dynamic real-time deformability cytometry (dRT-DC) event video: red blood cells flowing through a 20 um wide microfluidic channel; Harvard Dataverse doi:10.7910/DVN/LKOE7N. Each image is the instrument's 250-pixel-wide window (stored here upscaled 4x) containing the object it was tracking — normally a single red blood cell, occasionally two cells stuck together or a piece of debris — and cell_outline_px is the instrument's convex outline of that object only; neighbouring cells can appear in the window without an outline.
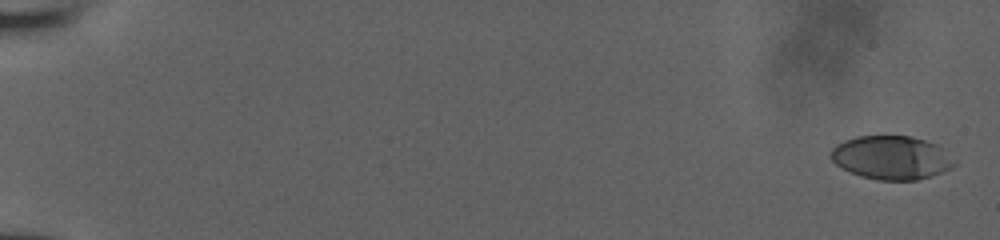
{"species": "human", "species_latin": "Homo sapiens", "temperature_condition": "room temperature", "stored_images_in_passage": 35, "camera_frame_rate_fps": 3000, "um_per_image_px": 0.085, "donor": {"sex": "male"}, "frame": {"image": 1, "passage_image": 1, "time_ms": 0.0, "image_size_px": [1000, 240], "cell_outline_px": [[956, 164], [940, 172], [916, 180], [876, 180], [860, 176], [836, 164], [832, 160], [832, 148], [836, 144], [844, 140], [856, 136], [912, 136], [936, 144]], "centroid_in_image_um": [75.71, 13.39], "position_along_channel_um": 9.3, "area_um2": 30.75}}
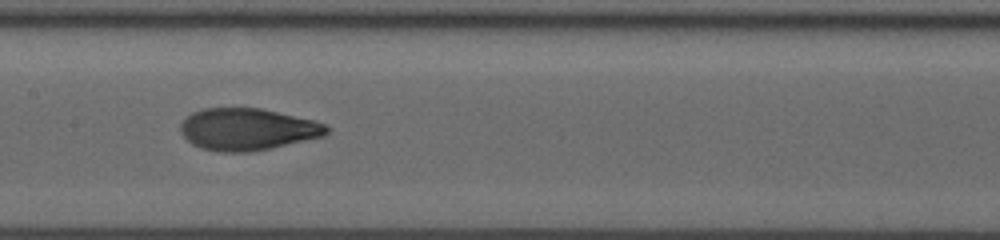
{"frame": {"image": 2, "passage_image": 19, "time_ms": 6.0, "image_size_px": [1000, 240], "cell_outline_px": [[328, 132], [324, 136], [268, 148], [248, 152], [220, 152], [200, 148], [192, 144], [180, 132], [180, 124], [192, 112], [204, 108], [260, 108], [312, 120], [324, 124], [328, 128]], "centroid_in_image_um": [20.98, 10.99], "position_along_channel_um": 186.4, "area_um2": 35.32}}
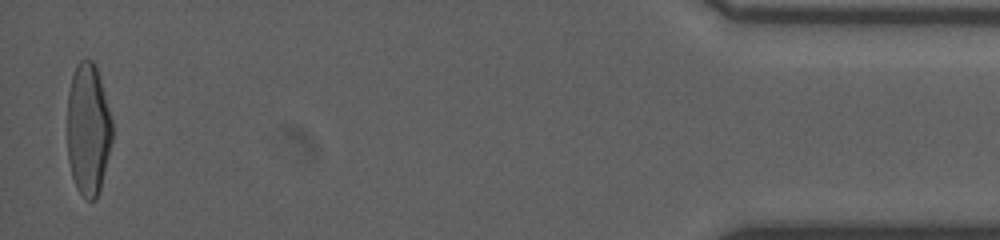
{"frame": {"image": 3, "passage_image": 35, "time_ms": 11.333, "image_size_px": [1000, 240], "cell_outline_px": [[112, 140], [100, 188], [96, 200], [88, 200], [76, 188], [72, 176], [68, 160], [68, 92], [72, 76], [76, 64], [80, 60], [92, 60], [96, 64], [112, 120]], "centroid_in_image_um": [7.49, 10.98], "position_along_channel_um": 427.7, "area_um2": 34.45}}